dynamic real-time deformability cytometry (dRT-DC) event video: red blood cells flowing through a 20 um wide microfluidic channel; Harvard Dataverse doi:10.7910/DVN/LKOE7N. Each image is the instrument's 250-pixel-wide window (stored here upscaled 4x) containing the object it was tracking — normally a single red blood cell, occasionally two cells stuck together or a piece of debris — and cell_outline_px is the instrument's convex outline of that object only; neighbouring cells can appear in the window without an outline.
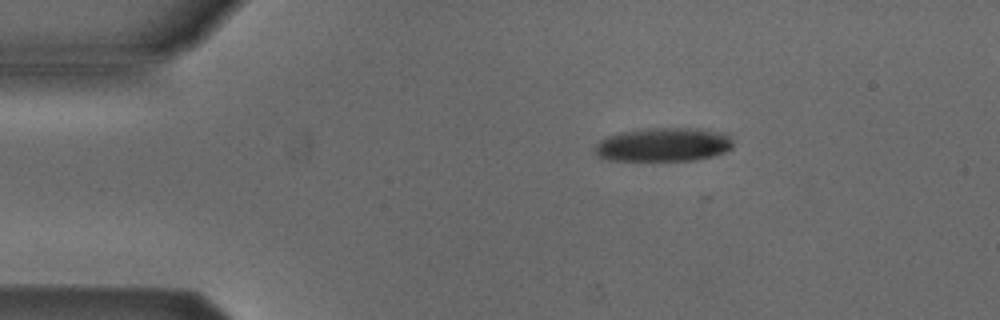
{"species": "Egyptian fruit bat (a non-hibernating species)", "species_latin": "Rousettus aegyptiacus", "temperature_condition": "cold", "stored_images_in_passage": 35, "camera_frame_rate_fps": 3000, "um_per_image_px": 0.085, "animal": {"sex": "male"}, "frame": {"image": 1, "passage_image": 1, "time_ms": 0.0, "image_size_px": [1000, 320], "cell_outline_px": [[732, 148], [724, 152], [712, 156], [696, 160], [608, 160], [596, 156], [592, 152], [592, 148], [600, 140], [608, 136], [624, 132], [644, 128], [696, 128], [728, 132], [732, 140]], "centroid_in_image_um": [56.39, 12.29], "position_along_channel_um": 28.6, "area_um2": 27.51}}
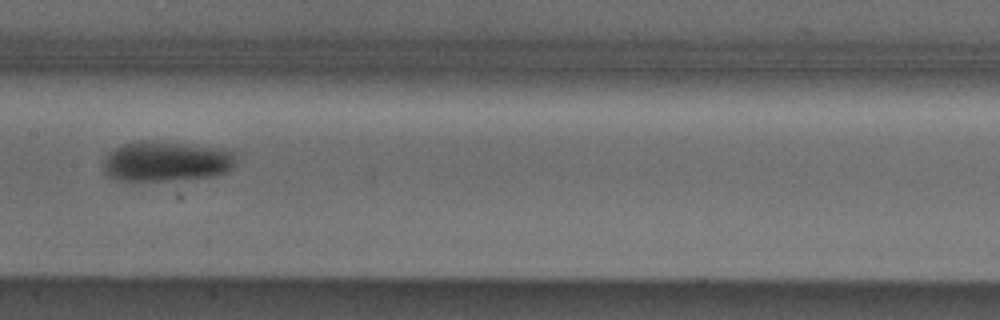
{"frame": {"image": 2, "passage_image": 18, "time_ms": 5.667, "image_size_px": [1000, 320], "cell_outline_px": [[236, 152], [232, 168], [224, 172], [212, 176], [164, 180], [120, 180], [108, 176], [104, 172], [104, 156], [108, 152], [124, 144], [140, 140], [148, 140], [188, 144], [220, 148]], "centroid_in_image_um": [14.1, 13.69], "position_along_channel_um": 193.3, "area_um2": 30.75}}
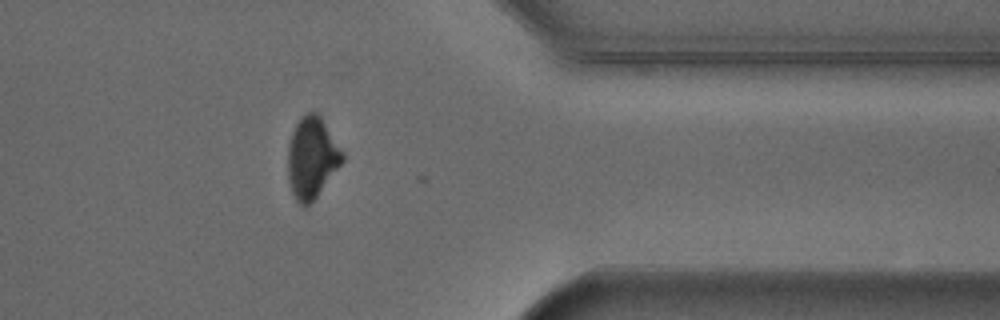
{"frame": {"image": 3, "passage_image": 34, "time_ms": 11.0, "image_size_px": [1000, 320], "cell_outline_px": [[344, 160], [316, 196], [304, 208], [296, 200], [292, 192], [288, 180], [288, 144], [292, 132], [300, 116], [308, 112], [316, 112], [320, 116], [344, 152]], "centroid_in_image_um": [26.5, 13.38], "position_along_channel_um": 384.9, "area_um2": 25.61}}